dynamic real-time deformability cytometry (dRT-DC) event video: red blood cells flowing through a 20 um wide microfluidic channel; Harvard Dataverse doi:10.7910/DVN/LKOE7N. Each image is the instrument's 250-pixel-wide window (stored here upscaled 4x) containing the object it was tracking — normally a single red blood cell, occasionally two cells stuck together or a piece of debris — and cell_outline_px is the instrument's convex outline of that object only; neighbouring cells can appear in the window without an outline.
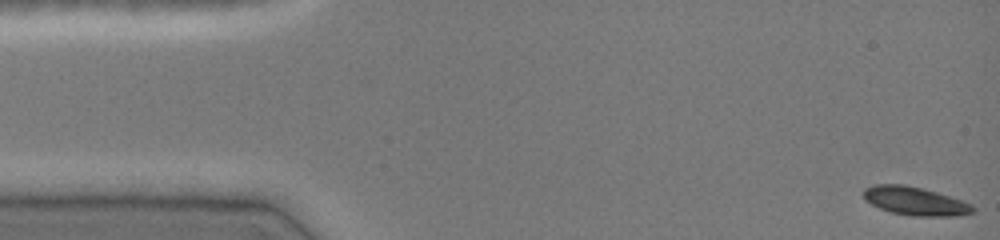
{"species": "common noctule bat (a hibernating species)", "species_latin": "Nyctalus noctula", "temperature_condition": "cold", "stored_images_in_passage": 47, "camera_frame_rate_fps": 3000, "um_per_image_px": 0.085, "animal": {"sex": "female", "body_mass_g": 19.0, "forearm_length_mm": 51.5}, "frame": {"image": 1, "passage_image": 1, "time_ms": 0.0, "image_size_px": [1000, 240], "cell_outline_px": [[976, 212], [960, 216], [908, 216], [892, 212], [880, 208], [864, 200], [864, 188], [872, 184], [904, 184], [924, 188], [972, 204], [976, 208]], "centroid_in_image_um": [77.8, 17.09], "position_along_channel_um": 7.2, "area_um2": 18.32}}
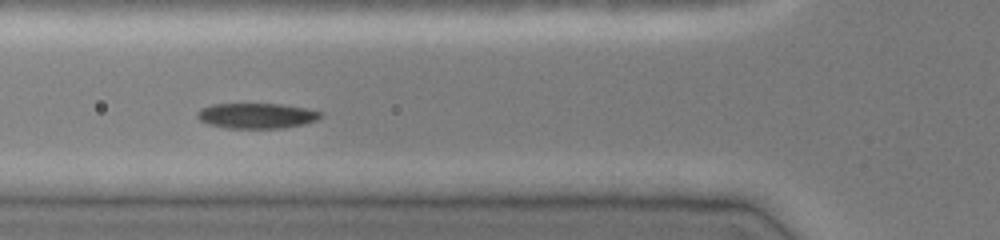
{"frame": {"image": 2, "passage_image": 17, "time_ms": 5.333, "image_size_px": [1000, 240], "cell_outline_px": [[324, 116], [316, 120], [304, 124], [284, 128], [228, 128], [208, 124], [200, 120], [196, 116], [196, 112], [200, 108], [212, 104], [280, 104], [308, 108], [324, 112]], "centroid_in_image_um": [21.84, 9.83], "position_along_channel_um": 104.0, "area_um2": 18.44}}
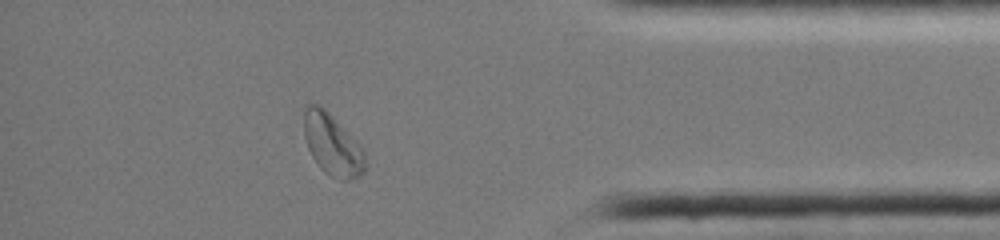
{"frame": {"image": 3, "passage_image": 41, "time_ms": 13.333, "image_size_px": [1000, 240], "cell_outline_px": [[368, 164], [364, 172], [360, 176], [348, 180], [340, 180], [324, 172], [320, 168], [312, 156], [308, 148], [304, 136], [304, 104], [320, 104], [364, 148]], "centroid_in_image_um": [28.28, 12.31], "position_along_channel_um": 406.9, "area_um2": 22.25}}